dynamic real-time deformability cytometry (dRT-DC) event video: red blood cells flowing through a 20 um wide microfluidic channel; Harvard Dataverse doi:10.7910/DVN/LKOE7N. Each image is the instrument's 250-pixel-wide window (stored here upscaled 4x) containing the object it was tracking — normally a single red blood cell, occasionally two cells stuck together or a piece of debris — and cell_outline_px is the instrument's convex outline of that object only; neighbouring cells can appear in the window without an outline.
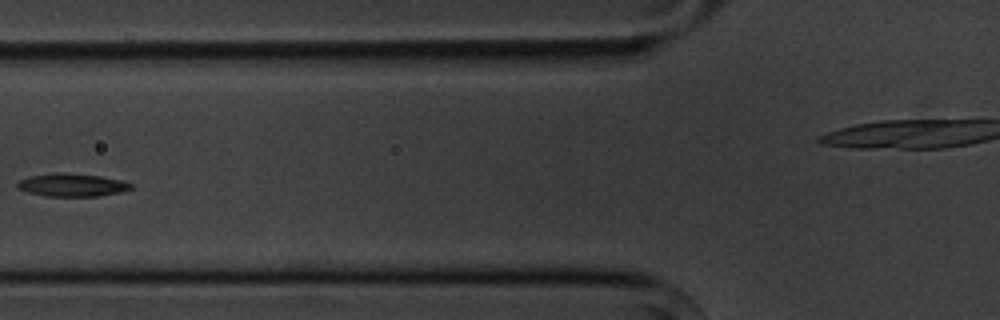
{"species": "common noctule bat (a hibernating species)", "species_latin": "Nyctalus noctula", "temperature_condition": "cold", "stored_images_in_passage": 5, "camera_frame_rate_fps": 3000, "um_per_image_px": 0.085, "animal": {"sex": "male", "body_mass_g": 20.1, "forearm_length_mm": 53.5}, "frame": {"image": 1, "passage_image": 4, "time_ms": 3.667, "image_size_px": [1000, 320], "cell_outline_px": [[132, 188], [120, 192], [100, 196], [44, 196], [28, 192], [16, 188], [16, 184], [20, 180], [28, 176], [56, 172], [64, 172], [100, 176], [120, 180], [132, 184]], "centroid_in_image_um": [6.08, 15.72], "position_along_channel_um": 119.7, "area_um2": 15.26}}
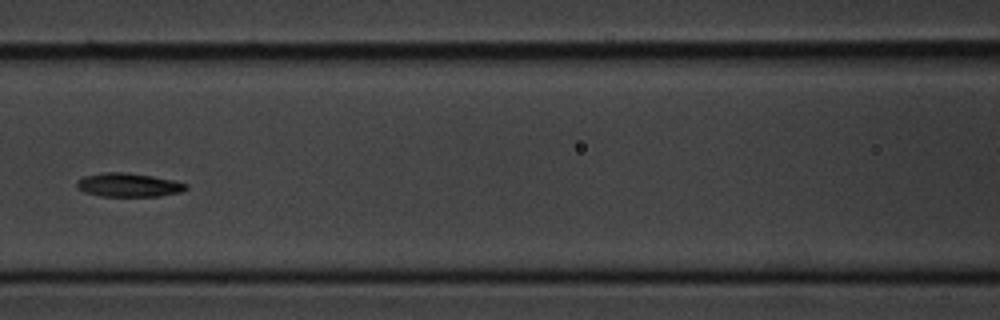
{"frame": {"image": 2, "passage_image": 5, "time_ms": 4.667, "image_size_px": [1000, 320], "cell_outline_px": [[188, 188], [180, 192], [160, 196], [100, 196], [84, 192], [76, 184], [84, 176], [104, 172], [128, 172], [152, 176], [172, 180], [188, 184]], "centroid_in_image_um": [10.95, 15.72], "position_along_channel_um": 155.6, "area_um2": 14.97}}